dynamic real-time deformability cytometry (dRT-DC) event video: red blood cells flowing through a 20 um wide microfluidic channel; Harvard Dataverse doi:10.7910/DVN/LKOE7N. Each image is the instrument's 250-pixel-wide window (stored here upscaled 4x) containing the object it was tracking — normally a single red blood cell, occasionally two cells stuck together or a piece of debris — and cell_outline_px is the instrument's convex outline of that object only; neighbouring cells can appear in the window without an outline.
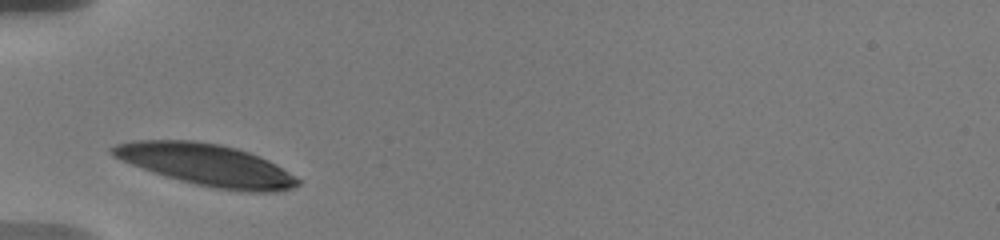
{"species": "human", "species_latin": "Homo sapiens", "temperature_condition": "warm", "stored_images_in_passage": 37, "camera_frame_rate_fps": 3000, "um_per_image_px": 0.085, "donor": {"sex": "male"}, "frame": {"image": 1, "passage_image": 1, "time_ms": 0.0, "image_size_px": [1000, 240], "cell_outline_px": [[300, 184], [292, 188], [276, 192], [244, 192], [216, 188], [196, 184], [164, 176], [120, 160], [112, 156], [108, 152], [108, 148], [116, 144], [136, 140], [192, 140], [220, 144], [236, 148], [260, 156], [276, 164], [300, 180]], "centroid_in_image_um": [17.53, 14.01], "position_along_channel_um": 67.5, "area_um2": 45.14}}
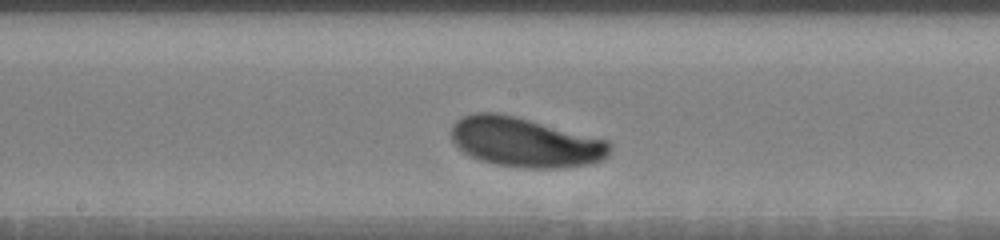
{"frame": {"image": 2, "passage_image": 17, "time_ms": 4.0, "image_size_px": [1000, 240], "cell_outline_px": [[612, 148], [608, 156], [604, 160], [592, 164], [560, 168], [516, 168], [496, 164], [480, 160], [468, 156], [456, 148], [452, 140], [452, 124], [460, 116], [476, 112], [496, 112], [516, 116], [608, 140], [612, 144]], "centroid_in_image_um": [44.63, 12.1], "position_along_channel_um": 203.6, "area_um2": 46.59}}
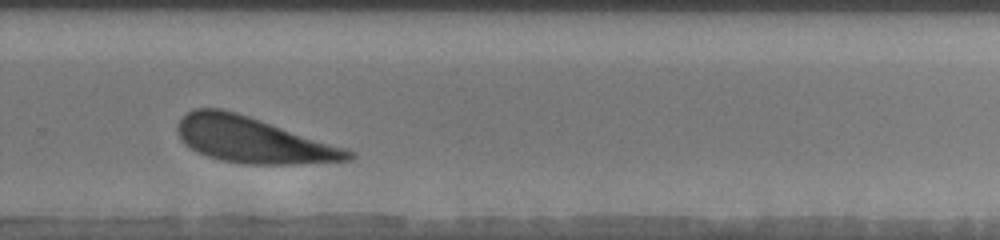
{"frame": {"image": 3, "passage_image": 28, "time_ms": 7.0, "image_size_px": [1000, 240], "cell_outline_px": [[356, 156], [352, 160], [296, 164], [240, 164], [220, 160], [196, 152], [184, 144], [176, 128], [180, 120], [188, 112], [196, 108], [220, 108], [236, 112], [356, 152]], "centroid_in_image_um": [21.47, 11.92], "position_along_channel_um": 308.3, "area_um2": 45.08}}